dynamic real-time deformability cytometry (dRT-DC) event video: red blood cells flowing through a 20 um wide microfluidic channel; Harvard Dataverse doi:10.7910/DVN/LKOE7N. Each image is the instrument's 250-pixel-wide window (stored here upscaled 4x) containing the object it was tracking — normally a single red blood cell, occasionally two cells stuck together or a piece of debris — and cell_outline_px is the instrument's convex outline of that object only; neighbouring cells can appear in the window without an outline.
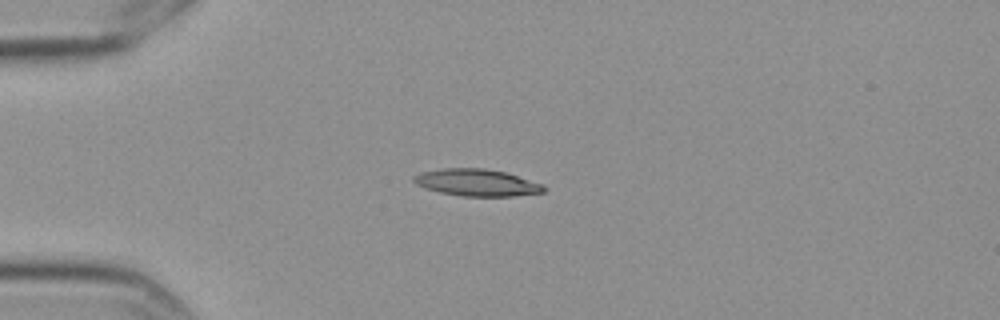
{"species": "Egyptian fruit bat (a non-hibernating species)", "species_latin": "Rousettus aegyptiacus", "temperature_condition": "cold", "stored_images_in_passage": 4, "camera_frame_rate_fps": 3000, "um_per_image_px": 0.085, "frame": {"image": 1, "passage_image": 4, "time_ms": 1.0, "image_size_px": [1000, 320], "cell_outline_px": [[548, 188], [544, 192], [512, 196], [464, 196], [440, 192], [424, 188], [416, 184], [412, 180], [412, 176], [420, 172], [444, 168], [484, 168], [508, 172], [544, 184]], "centroid_in_image_um": [40.56, 15.51], "position_along_channel_um": 44.4, "area_um2": 20.69}}